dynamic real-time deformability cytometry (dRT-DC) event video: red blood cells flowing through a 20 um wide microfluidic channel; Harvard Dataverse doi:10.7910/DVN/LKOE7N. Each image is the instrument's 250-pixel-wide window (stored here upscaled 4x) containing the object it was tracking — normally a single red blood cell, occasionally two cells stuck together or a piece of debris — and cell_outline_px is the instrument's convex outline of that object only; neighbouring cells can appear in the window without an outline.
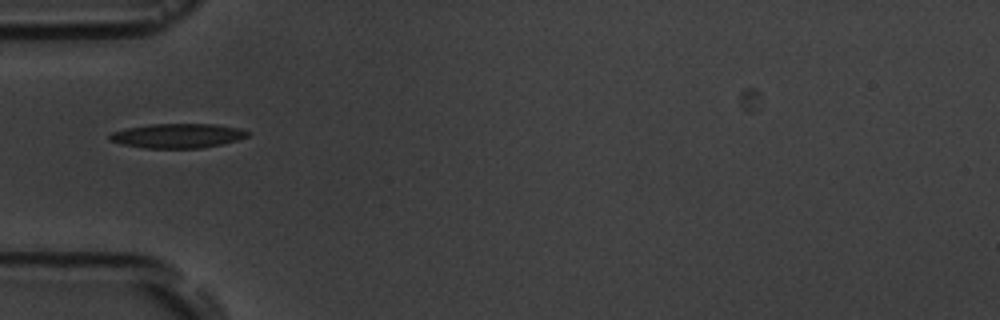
{"species": "common noctule bat (a hibernating species)", "species_latin": "Nyctalus noctula", "temperature_condition": "room temperature", "stored_images_in_passage": 11, "camera_frame_rate_fps": 3000, "um_per_image_px": 0.085, "animal": {"sex": "male", "body_mass_g": 19.5, "forearm_length_mm": 54.6}, "frame": {"image": 1, "passage_image": 1, "time_ms": 0.0, "image_size_px": [1000, 320], "cell_outline_px": [[252, 132], [248, 136], [236, 140], [220, 144], [200, 148], [144, 148], [120, 144], [112, 140], [108, 136], [112, 132], [124, 128], [148, 124], [216, 124], [240, 128]], "centroid_in_image_um": [15.09, 11.53], "position_along_channel_um": 69.9, "area_um2": 19.71}}
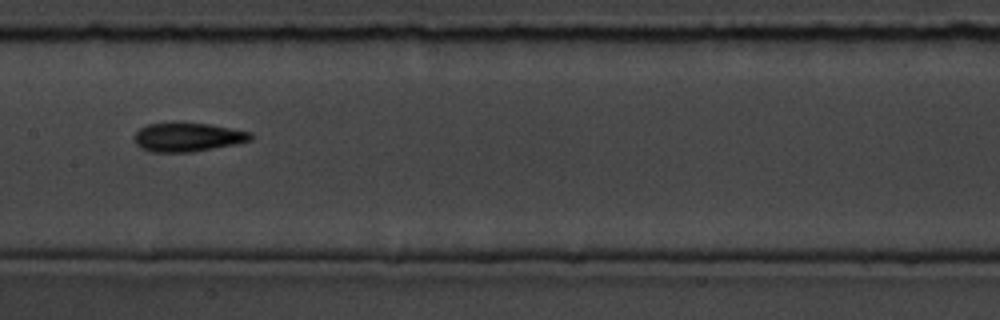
{"frame": {"image": 2, "passage_image": 4, "time_ms": 3.333, "image_size_px": [1000, 320], "cell_outline_px": [[252, 140], [236, 144], [192, 152], [152, 152], [140, 148], [136, 144], [132, 136], [140, 128], [148, 124], [208, 124], [252, 132]], "centroid_in_image_um": [15.94, 11.68], "position_along_channel_um": 191.5, "area_um2": 19.31}}
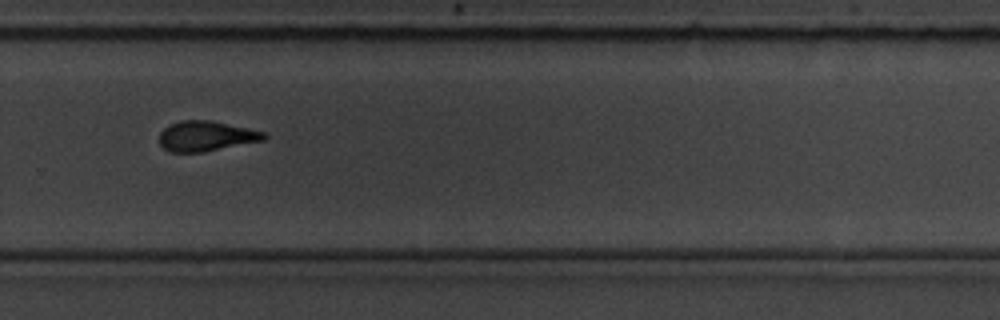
{"frame": {"image": 3, "passage_image": 7, "time_ms": 6.667, "image_size_px": [1000, 320], "cell_outline_px": [[268, 136], [264, 140], [204, 152], [168, 152], [160, 144], [160, 132], [164, 128], [180, 120], [208, 120], [248, 128], [264, 132]], "centroid_in_image_um": [17.51, 11.57], "position_along_channel_um": 312.3, "area_um2": 18.26}, "authors_computed_cell_mechanics": {"area_um2": 18.4382, "velocity_mm_per_s": 3.64, "shape_relaxation_time_tau1_ms": 5.1827, "shape_relaxation_time_tau2_ms": 2.3391, "deformation_change_tau1": 0.1512, "deformation_change_tau2": 0.0954}}